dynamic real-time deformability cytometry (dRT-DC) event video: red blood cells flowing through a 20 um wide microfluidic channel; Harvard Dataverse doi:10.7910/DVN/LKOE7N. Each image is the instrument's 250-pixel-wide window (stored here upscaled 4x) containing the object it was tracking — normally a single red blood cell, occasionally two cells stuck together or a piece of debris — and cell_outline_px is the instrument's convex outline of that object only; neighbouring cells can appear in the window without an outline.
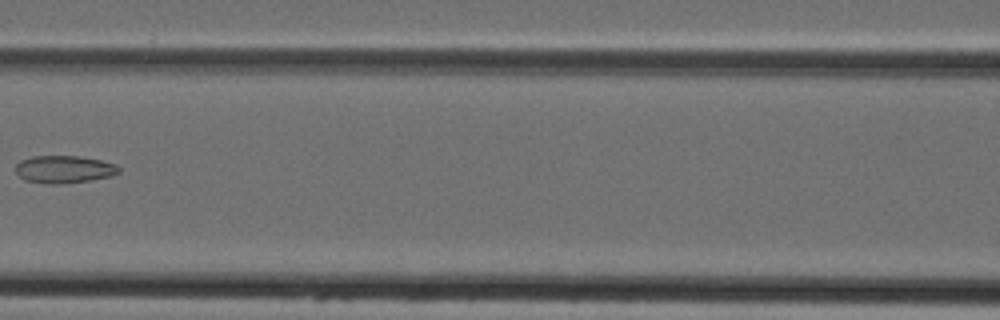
{"species": "Egyptian fruit bat (a non-hibernating species)", "species_latin": "Rousettus aegyptiacus", "temperature_condition": "cold", "stored_images_in_passage": 6, "camera_frame_rate_fps": 3000, "um_per_image_px": 0.085, "animal": {"sex": "female"}, "frame": {"image": 1, "passage_image": 6, "time_ms": 5.667, "image_size_px": [1000, 320], "cell_outline_px": [[120, 172], [112, 176], [92, 180], [64, 184], [44, 184], [24, 180], [16, 172], [16, 164], [20, 160], [32, 156], [80, 156], [100, 160], [116, 164], [120, 168]], "centroid_in_image_um": [5.45, 14.4], "position_along_channel_um": 161.1, "area_um2": 16.82}}